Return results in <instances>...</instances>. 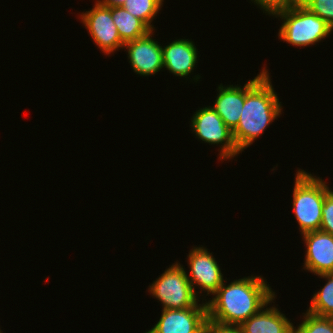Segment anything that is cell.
Masks as SVG:
<instances>
[{"mask_svg":"<svg viewBox=\"0 0 333 333\" xmlns=\"http://www.w3.org/2000/svg\"><path fill=\"white\" fill-rule=\"evenodd\" d=\"M261 276L244 277L225 286L223 282L206 302L208 319L222 325L240 326L250 316L270 305L275 292Z\"/></svg>","mask_w":333,"mask_h":333,"instance_id":"cell-1","label":"cell"},{"mask_svg":"<svg viewBox=\"0 0 333 333\" xmlns=\"http://www.w3.org/2000/svg\"><path fill=\"white\" fill-rule=\"evenodd\" d=\"M245 83V102L238 125L232 130L240 152L253 144L279 115L282 106L271 84L267 69Z\"/></svg>","mask_w":333,"mask_h":333,"instance_id":"cell-2","label":"cell"},{"mask_svg":"<svg viewBox=\"0 0 333 333\" xmlns=\"http://www.w3.org/2000/svg\"><path fill=\"white\" fill-rule=\"evenodd\" d=\"M330 191L326 182L304 170H298L293 188V212L301 234L320 230L325 195Z\"/></svg>","mask_w":333,"mask_h":333,"instance_id":"cell-3","label":"cell"},{"mask_svg":"<svg viewBox=\"0 0 333 333\" xmlns=\"http://www.w3.org/2000/svg\"><path fill=\"white\" fill-rule=\"evenodd\" d=\"M275 17L283 19L279 38L293 46H310L332 33L333 28L322 18L310 12L301 3L279 12Z\"/></svg>","mask_w":333,"mask_h":333,"instance_id":"cell-4","label":"cell"},{"mask_svg":"<svg viewBox=\"0 0 333 333\" xmlns=\"http://www.w3.org/2000/svg\"><path fill=\"white\" fill-rule=\"evenodd\" d=\"M184 269L176 262L149 286L150 294L163 304V310L207 307L206 302L198 303L199 298L193 291Z\"/></svg>","mask_w":333,"mask_h":333,"instance_id":"cell-5","label":"cell"},{"mask_svg":"<svg viewBox=\"0 0 333 333\" xmlns=\"http://www.w3.org/2000/svg\"><path fill=\"white\" fill-rule=\"evenodd\" d=\"M190 126L198 139L211 145H221L220 160L231 159L241 153L234 142L232 130L211 106L197 110Z\"/></svg>","mask_w":333,"mask_h":333,"instance_id":"cell-6","label":"cell"},{"mask_svg":"<svg viewBox=\"0 0 333 333\" xmlns=\"http://www.w3.org/2000/svg\"><path fill=\"white\" fill-rule=\"evenodd\" d=\"M93 7L85 13H81L80 17L95 44L107 55L123 48L124 43L112 19V8L105 7L98 1Z\"/></svg>","mask_w":333,"mask_h":333,"instance_id":"cell-7","label":"cell"},{"mask_svg":"<svg viewBox=\"0 0 333 333\" xmlns=\"http://www.w3.org/2000/svg\"><path fill=\"white\" fill-rule=\"evenodd\" d=\"M187 257L190 268L187 278L196 296L199 291L194 290V285L199 286L201 291H207V296L213 295L224 282V277L212 253L205 247H194Z\"/></svg>","mask_w":333,"mask_h":333,"instance_id":"cell-8","label":"cell"},{"mask_svg":"<svg viewBox=\"0 0 333 333\" xmlns=\"http://www.w3.org/2000/svg\"><path fill=\"white\" fill-rule=\"evenodd\" d=\"M207 319V307L162 309L159 321L145 333H203Z\"/></svg>","mask_w":333,"mask_h":333,"instance_id":"cell-9","label":"cell"},{"mask_svg":"<svg viewBox=\"0 0 333 333\" xmlns=\"http://www.w3.org/2000/svg\"><path fill=\"white\" fill-rule=\"evenodd\" d=\"M153 31L146 36L127 42L123 49L128 51L129 63L136 74L154 75L163 68L162 46L152 38Z\"/></svg>","mask_w":333,"mask_h":333,"instance_id":"cell-10","label":"cell"},{"mask_svg":"<svg viewBox=\"0 0 333 333\" xmlns=\"http://www.w3.org/2000/svg\"><path fill=\"white\" fill-rule=\"evenodd\" d=\"M306 244L304 269L315 275L333 272V235L321 230L303 234Z\"/></svg>","mask_w":333,"mask_h":333,"instance_id":"cell-11","label":"cell"},{"mask_svg":"<svg viewBox=\"0 0 333 333\" xmlns=\"http://www.w3.org/2000/svg\"><path fill=\"white\" fill-rule=\"evenodd\" d=\"M197 52L193 41L177 39L164 48L162 47L163 67L175 76L186 78L195 68Z\"/></svg>","mask_w":333,"mask_h":333,"instance_id":"cell-12","label":"cell"},{"mask_svg":"<svg viewBox=\"0 0 333 333\" xmlns=\"http://www.w3.org/2000/svg\"><path fill=\"white\" fill-rule=\"evenodd\" d=\"M217 98L214 106H211L222 118L224 123L233 130L240 120L245 102V84L241 86H218Z\"/></svg>","mask_w":333,"mask_h":333,"instance_id":"cell-13","label":"cell"},{"mask_svg":"<svg viewBox=\"0 0 333 333\" xmlns=\"http://www.w3.org/2000/svg\"><path fill=\"white\" fill-rule=\"evenodd\" d=\"M262 308L239 327L242 333H294V325L276 307Z\"/></svg>","mask_w":333,"mask_h":333,"instance_id":"cell-14","label":"cell"},{"mask_svg":"<svg viewBox=\"0 0 333 333\" xmlns=\"http://www.w3.org/2000/svg\"><path fill=\"white\" fill-rule=\"evenodd\" d=\"M112 19L124 44L142 38L151 31L140 19L122 6L112 7Z\"/></svg>","mask_w":333,"mask_h":333,"instance_id":"cell-15","label":"cell"},{"mask_svg":"<svg viewBox=\"0 0 333 333\" xmlns=\"http://www.w3.org/2000/svg\"><path fill=\"white\" fill-rule=\"evenodd\" d=\"M328 281L311 299L307 312L320 317H333V272L318 275Z\"/></svg>","mask_w":333,"mask_h":333,"instance_id":"cell-16","label":"cell"},{"mask_svg":"<svg viewBox=\"0 0 333 333\" xmlns=\"http://www.w3.org/2000/svg\"><path fill=\"white\" fill-rule=\"evenodd\" d=\"M164 0H126L122 5L133 16L140 19L151 31V22L155 15L160 11Z\"/></svg>","mask_w":333,"mask_h":333,"instance_id":"cell-17","label":"cell"},{"mask_svg":"<svg viewBox=\"0 0 333 333\" xmlns=\"http://www.w3.org/2000/svg\"><path fill=\"white\" fill-rule=\"evenodd\" d=\"M294 333H333V317H320L306 311Z\"/></svg>","mask_w":333,"mask_h":333,"instance_id":"cell-18","label":"cell"},{"mask_svg":"<svg viewBox=\"0 0 333 333\" xmlns=\"http://www.w3.org/2000/svg\"><path fill=\"white\" fill-rule=\"evenodd\" d=\"M300 3L333 28V0H300Z\"/></svg>","mask_w":333,"mask_h":333,"instance_id":"cell-19","label":"cell"},{"mask_svg":"<svg viewBox=\"0 0 333 333\" xmlns=\"http://www.w3.org/2000/svg\"><path fill=\"white\" fill-rule=\"evenodd\" d=\"M260 6L263 13L276 16L277 13L287 10L288 8L300 3V0H252Z\"/></svg>","mask_w":333,"mask_h":333,"instance_id":"cell-20","label":"cell"},{"mask_svg":"<svg viewBox=\"0 0 333 333\" xmlns=\"http://www.w3.org/2000/svg\"><path fill=\"white\" fill-rule=\"evenodd\" d=\"M320 230L333 235V191L326 195L322 208V221Z\"/></svg>","mask_w":333,"mask_h":333,"instance_id":"cell-21","label":"cell"},{"mask_svg":"<svg viewBox=\"0 0 333 333\" xmlns=\"http://www.w3.org/2000/svg\"><path fill=\"white\" fill-rule=\"evenodd\" d=\"M203 333H242V331L239 326L222 325L207 319Z\"/></svg>","mask_w":333,"mask_h":333,"instance_id":"cell-22","label":"cell"},{"mask_svg":"<svg viewBox=\"0 0 333 333\" xmlns=\"http://www.w3.org/2000/svg\"><path fill=\"white\" fill-rule=\"evenodd\" d=\"M98 2L105 7H119L122 6L126 0H98Z\"/></svg>","mask_w":333,"mask_h":333,"instance_id":"cell-23","label":"cell"}]
</instances>
